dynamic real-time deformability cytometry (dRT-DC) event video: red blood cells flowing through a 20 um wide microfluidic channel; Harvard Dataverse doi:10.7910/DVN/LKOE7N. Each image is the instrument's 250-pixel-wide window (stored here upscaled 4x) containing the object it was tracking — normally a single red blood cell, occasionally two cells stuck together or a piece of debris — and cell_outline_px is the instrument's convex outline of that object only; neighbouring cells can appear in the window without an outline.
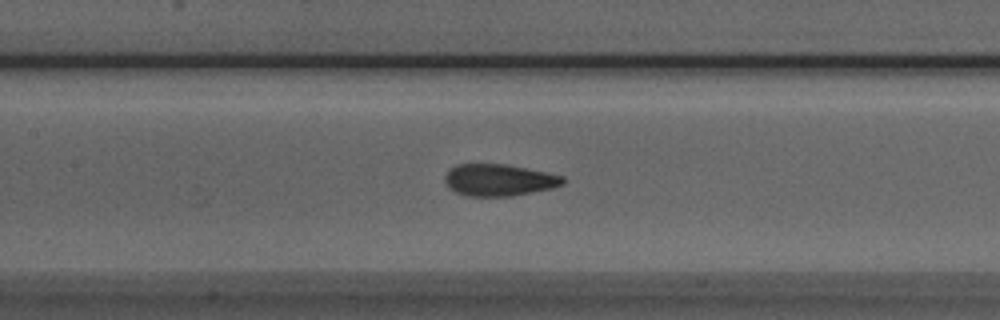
{"species": "Egyptian fruit bat (a non-hibernating species)", "species_latin": "Rousettus aegyptiacus", "temperature_condition": "room temperature", "stored_images_in_passage": 41, "segment_of_instrument_passage": [1, 2], "camera_frame_rate_fps": 3000, "um_per_image_px": 0.085, "animal": {"sex": "male"}, "frame": {"image": 1, "passage_image": 11, "time_ms": 3.333, "image_size_px": [1000, 320], "cell_outline_px": [[564, 184], [552, 188], [512, 196], [468, 196], [456, 192], [448, 188], [444, 180], [444, 176], [456, 164], [504, 164], [564, 176]], "centroid_in_image_um": [42.39, 15.31], "position_along_channel_um": 165.0, "area_um2": 21.73}}
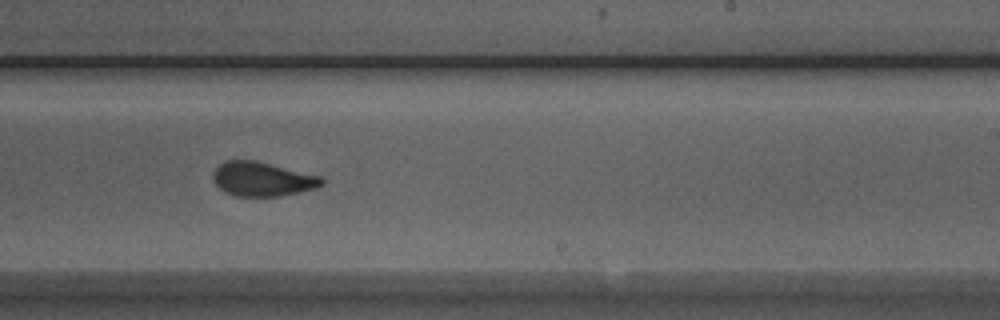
{"frame": {"image": 2, "passage_image": 19, "time_ms": 6.0, "image_size_px": [1000, 320], "cell_outline_px": [[324, 184], [316, 188], [300, 192], [280, 196], [232, 196], [224, 192], [212, 180], [212, 172], [224, 160], [256, 160], [320, 176], [324, 180]], "centroid_in_image_um": [22.27, 15.22], "position_along_channel_um": 266.7, "area_um2": 21.85}}
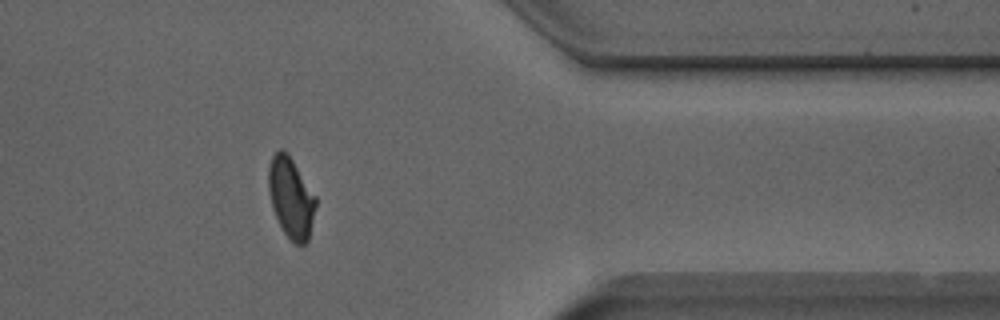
{"frame": {"image": 3, "passage_image": 30, "time_ms": 9.667, "image_size_px": [1000, 320], "cell_outline_px": [[316, 204], [308, 240], [304, 244], [296, 244], [284, 232], [272, 208], [268, 192], [268, 168], [272, 156], [280, 148], [284, 148], [288, 152], [316, 196]], "centroid_in_image_um": [24.72, 16.75], "position_along_channel_um": 386.7, "area_um2": 22.14}}